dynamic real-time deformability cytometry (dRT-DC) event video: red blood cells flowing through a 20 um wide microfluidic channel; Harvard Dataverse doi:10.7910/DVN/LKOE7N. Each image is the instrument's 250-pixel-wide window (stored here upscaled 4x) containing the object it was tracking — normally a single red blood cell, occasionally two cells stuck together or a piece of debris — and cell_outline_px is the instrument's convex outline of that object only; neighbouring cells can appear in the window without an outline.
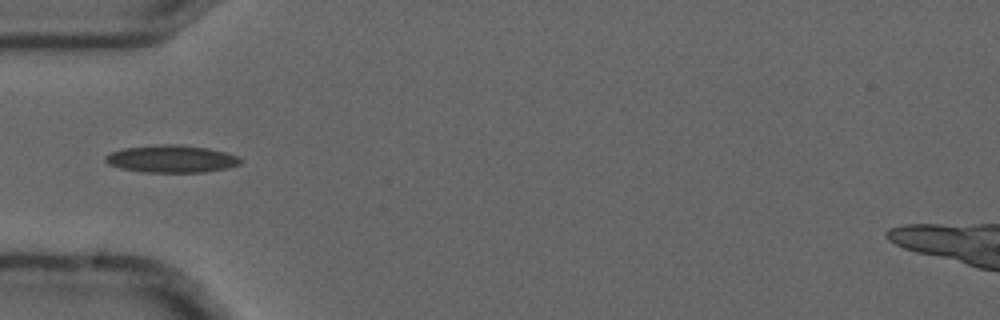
{"species": "common noctule bat (a hibernating species)", "species_latin": "Nyctalus noctula", "temperature_condition": "cold", "stored_images_in_passage": 6, "camera_frame_rate_fps": 3000, "um_per_image_px": 0.085, "animal": {"sex": "male", "forearm_length_mm": 52.5}, "frame": {"image": 1, "passage_image": 6, "time_ms": 1.667, "image_size_px": [1000, 320], "cell_outline_px": [[244, 160], [240, 164], [228, 168], [204, 172], [144, 172], [120, 168], [108, 164], [104, 160], [104, 156], [112, 152], [124, 148], [208, 148], [240, 156]], "centroid_in_image_um": [14.63, 13.58], "position_along_channel_um": 70.4, "area_um2": 20.23}}